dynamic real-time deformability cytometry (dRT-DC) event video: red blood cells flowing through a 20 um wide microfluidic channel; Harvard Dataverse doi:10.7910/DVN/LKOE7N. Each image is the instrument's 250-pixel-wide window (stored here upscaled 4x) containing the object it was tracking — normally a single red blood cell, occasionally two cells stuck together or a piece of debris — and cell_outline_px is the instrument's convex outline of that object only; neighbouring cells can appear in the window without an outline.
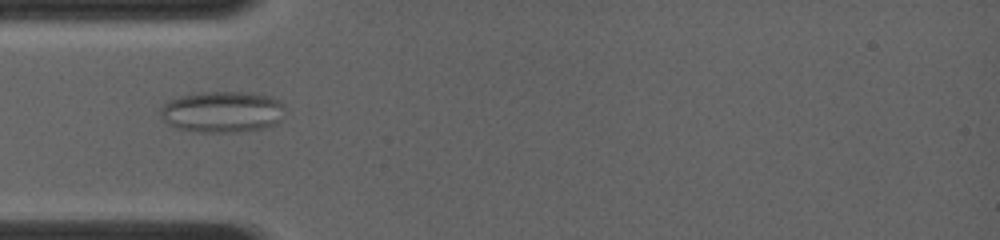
{"species": "common noctule bat (a hibernating species)", "species_latin": "Nyctalus noctula", "temperature_condition": "room temperature", "stored_images_in_passage": 35, "camera_frame_rate_fps": 4000, "um_per_image_px": 0.085, "animal": {"sex": "female", "body_mass_g": 19.0, "forearm_length_mm": 56.7}, "frame": {"image": 1, "passage_image": 10, "time_ms": 3.75, "image_size_px": [1000, 240], "cell_outline_px": [[284, 104], [280, 120], [272, 124], [260, 128], [232, 132], [200, 132], [176, 128], [168, 124], [160, 116], [160, 108], [164, 104], [180, 96], [204, 92], [252, 92], [272, 96], [280, 100]], "centroid_in_image_um": [18.88, 9.49], "position_along_channel_um": 66.1, "area_um2": 29.77}}
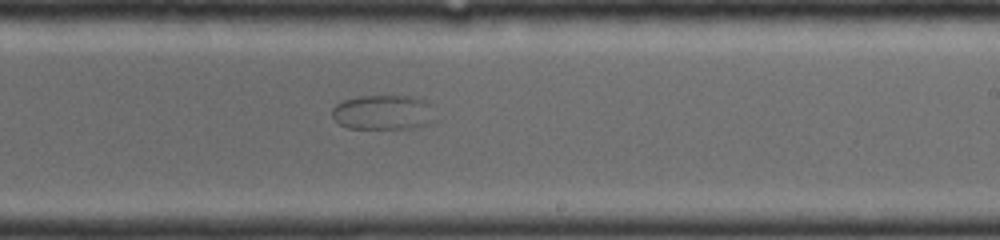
{"frame": {"image": 2, "passage_image": 21, "time_ms": 8.25, "image_size_px": [1000, 240], "cell_outline_px": [[436, 120], [416, 128], [348, 128], [340, 124], [332, 116], [332, 108], [336, 104], [344, 100], [356, 96], [412, 96], [424, 100], [428, 104]], "centroid_in_image_um": [32.55, 9.55], "position_along_channel_um": 256.4, "area_um2": 20.81}}
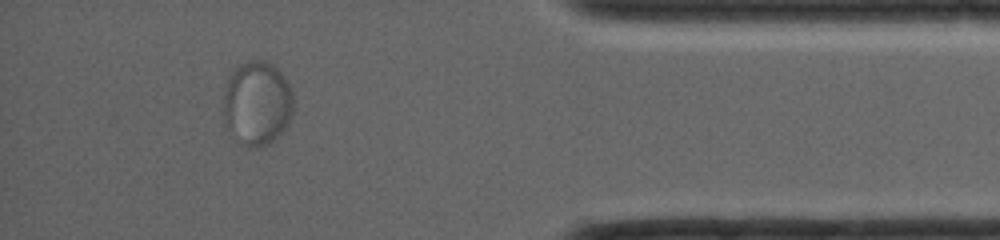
{"frame": {"image": 3, "passage_image": 31, "time_ms": 12.5, "image_size_px": [1000, 240], "cell_outline_px": [[292, 112], [288, 124], [276, 140], [268, 144], [244, 144], [224, 124], [224, 92], [228, 76], [240, 64], [248, 60], [264, 60], [272, 64], [288, 80], [292, 92]], "centroid_in_image_um": [21.87, 8.71], "position_along_channel_um": 413.3, "area_um2": 33.99}}